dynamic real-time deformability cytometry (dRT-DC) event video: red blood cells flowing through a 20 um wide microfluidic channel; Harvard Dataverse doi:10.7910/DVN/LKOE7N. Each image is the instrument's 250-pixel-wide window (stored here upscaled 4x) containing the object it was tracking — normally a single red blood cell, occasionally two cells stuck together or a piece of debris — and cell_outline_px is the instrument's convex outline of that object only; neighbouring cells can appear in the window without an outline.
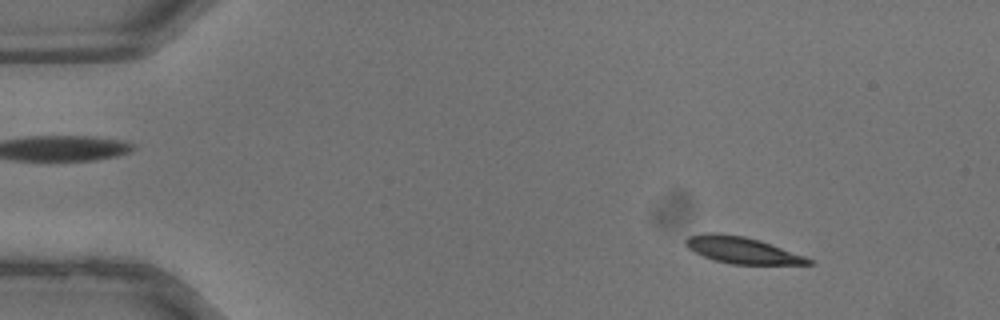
{"species": "common noctule bat (a hibernating species)", "species_latin": "Nyctalus noctula", "temperature_condition": "warm", "stored_images_in_passage": 35, "camera_frame_rate_fps": 3000, "um_per_image_px": 0.085, "animal": {"sex": "male", "body_mass_g": 13.3}, "frame": {"image": 1, "passage_image": 3, "time_ms": 0.667, "image_size_px": [1000, 320], "cell_outline_px": [[816, 264], [732, 264], [716, 260], [704, 256], [688, 248], [684, 244], [684, 240], [688, 236], [704, 232], [716, 232], [744, 236], [760, 240], [804, 256], [812, 260]], "centroid_in_image_um": [63.04, 21.24], "position_along_channel_um": 22.0, "area_um2": 18.9}}
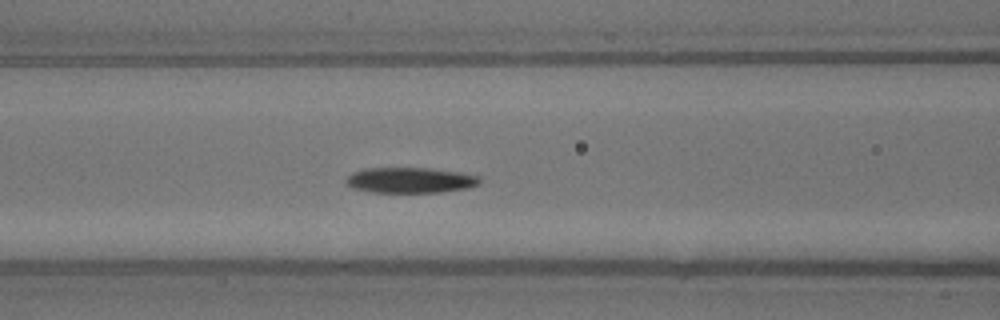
{"frame": {"image": 2, "passage_image": 14, "time_ms": 4.333, "image_size_px": [1000, 320], "cell_outline_px": [[480, 184], [464, 188], [440, 192], [372, 192], [352, 188], [344, 180], [352, 172], [364, 168], [428, 168], [456, 172], [480, 176]], "centroid_in_image_um": [34.82, 15.31], "position_along_channel_um": 131.8, "area_um2": 19.71}}
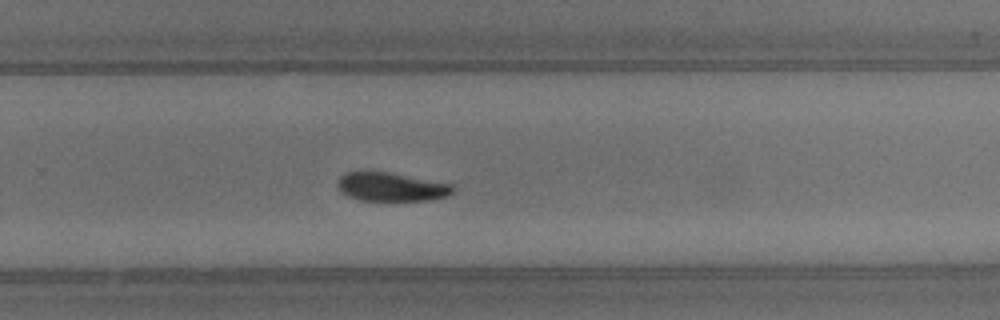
{"frame": {"image": 3, "passage_image": 23, "time_ms": 7.333, "image_size_px": [1000, 320], "cell_outline_px": [[456, 188], [448, 196], [432, 200], [360, 200], [348, 196], [340, 192], [336, 184], [340, 176], [348, 172], [388, 172], [452, 184]], "centroid_in_image_um": [33.26, 15.89], "position_along_channel_um": 296.5, "area_um2": 19.19}}